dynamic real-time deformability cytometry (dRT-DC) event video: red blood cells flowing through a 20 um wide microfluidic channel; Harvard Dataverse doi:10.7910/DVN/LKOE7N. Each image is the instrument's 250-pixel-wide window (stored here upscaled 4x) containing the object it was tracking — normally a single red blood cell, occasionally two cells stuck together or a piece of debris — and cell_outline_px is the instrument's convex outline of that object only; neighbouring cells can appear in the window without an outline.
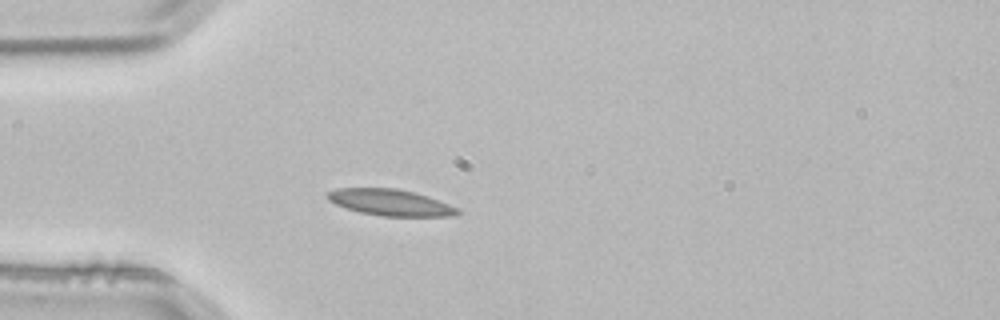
{"species": "common noctule bat (a hibernating species)", "species_latin": "Nyctalus noctula", "temperature_condition": "room temperature", "stored_images_in_passage": 2, "camera_frame_rate_fps": 3000, "um_per_image_px": 0.085, "animal": {"sex": "male", "body_mass_g": 21.5, "forearm_length_mm": 52.0}, "frame": {"image": 1, "passage_image": 2, "time_ms": 0.333, "image_size_px": [1000, 320], "cell_outline_px": [[464, 212], [456, 216], [380, 216], [360, 212], [336, 204], [328, 200], [328, 192], [336, 188], [396, 188], [412, 192], [460, 208]], "centroid_in_image_um": [33.22, 17.22], "position_along_channel_um": 51.8, "area_um2": 19.77}}